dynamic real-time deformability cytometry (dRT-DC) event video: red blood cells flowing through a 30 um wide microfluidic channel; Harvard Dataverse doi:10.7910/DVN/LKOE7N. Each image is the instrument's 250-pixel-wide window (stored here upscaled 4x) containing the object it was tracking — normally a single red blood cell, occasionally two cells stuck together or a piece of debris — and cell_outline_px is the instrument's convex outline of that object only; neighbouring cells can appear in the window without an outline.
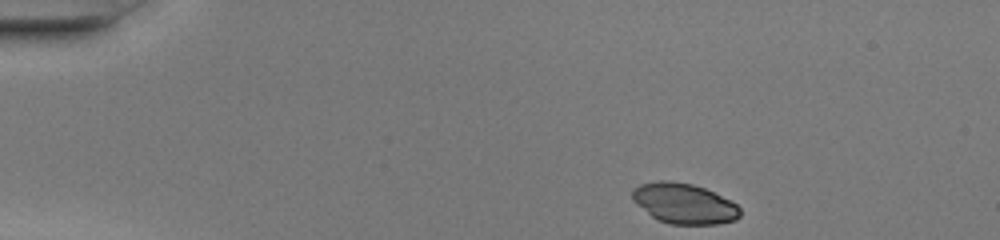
{"species": "common noctule bat (a hibernating species)", "species_latin": "Nyctalus noctula", "temperature_condition": "warm", "stored_images_in_passage": 42, "camera_frame_rate_fps": 3000, "um_per_image_px": 0.085, "animal": {"sex": "female", "body_mass_g": 20.0, "forearm_length_mm": 54.0}, "frame": {"image": 1, "passage_image": 1, "time_ms": 0.0, "image_size_px": [1000, 240], "cell_outline_px": [[740, 216], [736, 220], [716, 224], [668, 224], [652, 216], [636, 204], [632, 200], [632, 188], [640, 184], [660, 180], [668, 180], [692, 184], [704, 188], [736, 204], [740, 208]], "centroid_in_image_um": [58.12, 17.29], "position_along_channel_um": 26.9, "area_um2": 25.2}}
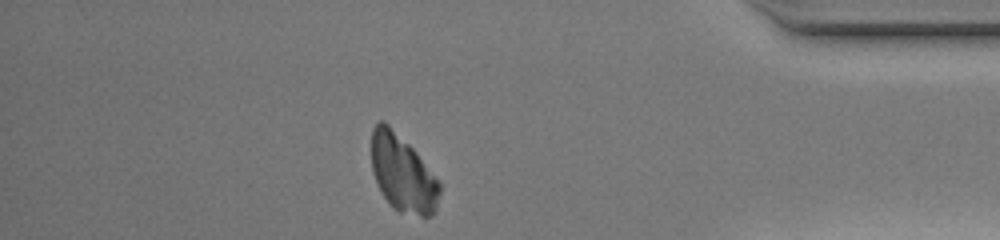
{"frame": {"image": 2, "passage_image": 36, "time_ms": 11.667, "image_size_px": [1000, 240], "cell_outline_px": [[440, 192], [436, 208], [432, 216], [420, 216], [400, 212], [392, 208], [388, 204], [380, 192], [376, 184], [372, 172], [372, 128], [380, 120], [384, 120], [416, 152], [440, 180]], "centroid_in_image_um": [34.22, 14.77], "position_along_channel_um": 401.0, "area_um2": 30.81}}